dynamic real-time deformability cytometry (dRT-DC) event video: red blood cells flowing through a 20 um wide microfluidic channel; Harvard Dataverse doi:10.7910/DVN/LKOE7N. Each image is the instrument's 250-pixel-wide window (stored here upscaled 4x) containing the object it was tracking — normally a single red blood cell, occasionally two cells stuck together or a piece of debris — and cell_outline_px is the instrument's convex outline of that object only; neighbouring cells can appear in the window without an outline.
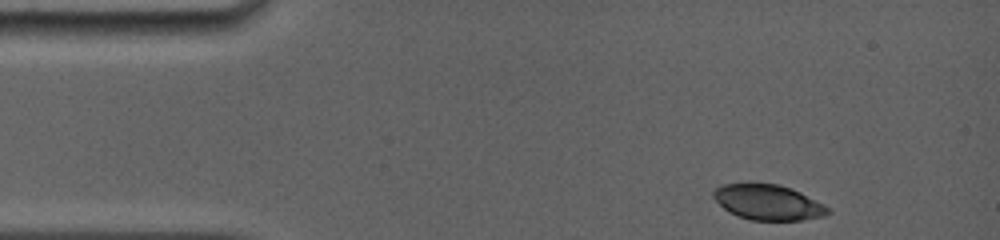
{"species": "common noctule bat (a hibernating species)", "species_latin": "Nyctalus noctula", "temperature_condition": "room temperature", "stored_images_in_passage": 8, "camera_frame_rate_fps": 5000, "um_per_image_px": 0.085, "animal": {"sex": "female", "body_mass_g": 19.0, "forearm_length_mm": 56.7}, "frame": {"image": 1, "passage_image": 1, "time_ms": 0.0, "image_size_px": [1000, 240], "cell_outline_px": [[832, 212], [824, 216], [800, 220], [752, 220], [728, 212], [712, 196], [712, 192], [716, 188], [724, 184], [780, 184], [800, 192], [824, 204]], "centroid_in_image_um": [65.3, 17.2], "position_along_channel_um": 19.7, "area_um2": 23.29}}